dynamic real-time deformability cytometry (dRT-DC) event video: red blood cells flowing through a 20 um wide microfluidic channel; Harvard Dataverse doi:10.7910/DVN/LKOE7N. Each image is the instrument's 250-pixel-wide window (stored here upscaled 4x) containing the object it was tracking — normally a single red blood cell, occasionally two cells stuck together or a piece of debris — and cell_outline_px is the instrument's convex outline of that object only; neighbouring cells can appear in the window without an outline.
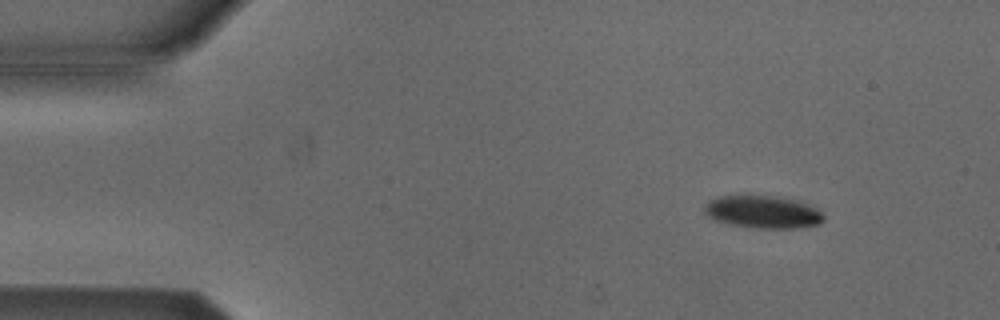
{"species": "Egyptian fruit bat (a non-hibernating species)", "species_latin": "Rousettus aegyptiacus", "temperature_condition": "cold", "stored_images_in_passage": 49, "camera_frame_rate_fps": 3000, "um_per_image_px": 0.085, "animal": {"sex": "male"}, "frame": {"image": 1, "passage_image": 3, "time_ms": 0.667, "image_size_px": [1000, 320], "cell_outline_px": [[824, 220], [820, 224], [792, 228], [752, 228], [728, 224], [716, 220], [708, 216], [704, 212], [704, 204], [708, 200], [716, 196], [748, 192], [780, 196], [796, 200], [816, 208], [824, 216]], "centroid_in_image_um": [64.76, 17.96], "position_along_channel_um": 20.2, "area_um2": 23.64}}
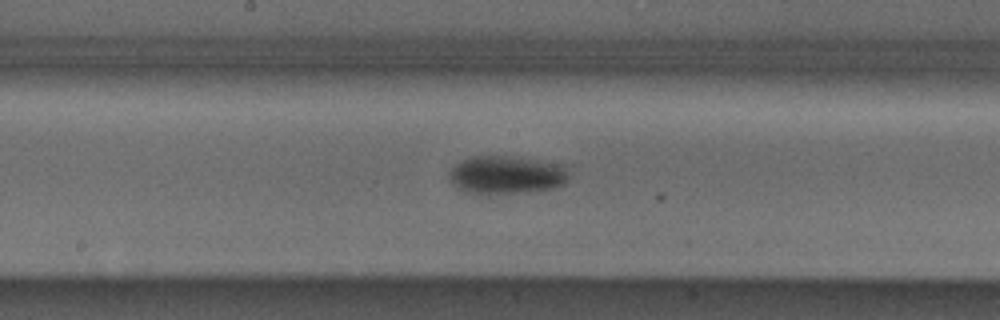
{"frame": {"image": 2, "passage_image": 24, "time_ms": 7.667, "image_size_px": [1000, 320], "cell_outline_px": [[572, 164], [568, 180], [564, 184], [552, 188], [528, 192], [488, 196], [464, 192], [452, 184], [448, 176], [448, 172], [456, 164], [472, 156], [504, 156]], "centroid_in_image_um": [43.11, 14.89], "position_along_channel_um": 205.1, "area_um2": 27.63}}
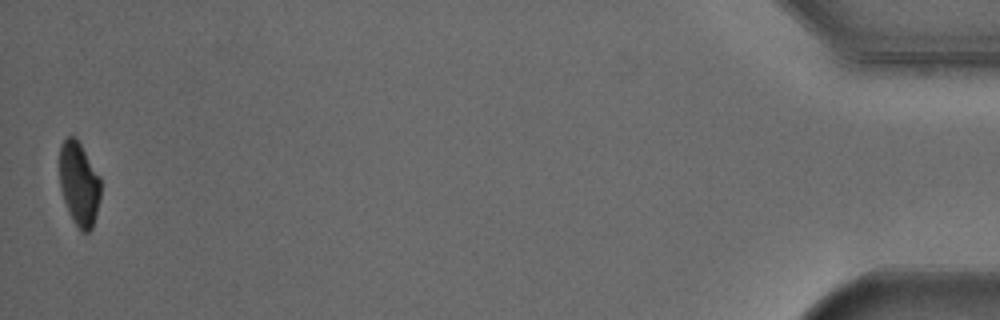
{"frame": {"image": 3, "passage_image": 49, "time_ms": 16.0, "image_size_px": [1000, 320], "cell_outline_px": [[100, 200], [92, 228], [88, 232], [80, 232], [72, 220], [64, 200], [60, 188], [60, 144], [68, 136], [76, 136], [100, 176]], "centroid_in_image_um": [6.72, 15.62], "position_along_channel_um": 428.5, "area_um2": 20.23}, "authors_computed_cell_mechanics": {"area_um2": 24.276, "velocity_mm_per_s": 3.8584, "shape_relaxation_time_tau1_ms": 3.4975, "shape_relaxation_time_tau2_ms": null, "deformation_change_tau1": 0.1087, "deformation_change_tau2": null}}